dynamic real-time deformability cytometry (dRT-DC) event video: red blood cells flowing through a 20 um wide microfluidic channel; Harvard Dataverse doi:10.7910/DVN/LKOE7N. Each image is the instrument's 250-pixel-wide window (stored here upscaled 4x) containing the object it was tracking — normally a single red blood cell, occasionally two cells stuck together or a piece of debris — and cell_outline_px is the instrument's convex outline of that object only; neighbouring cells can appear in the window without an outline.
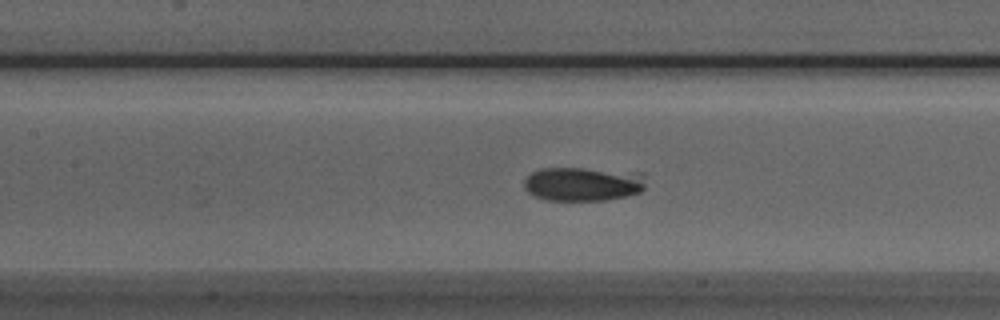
{"species": "Egyptian fruit bat (a non-hibernating species)", "species_latin": "Rousettus aegyptiacus", "temperature_condition": "room temperature", "stored_images_in_passage": 53, "camera_frame_rate_fps": 3000, "um_per_image_px": 0.085, "animal": {"sex": "male"}, "frame": {"image": 1, "passage_image": 23, "time_ms": 7.333, "image_size_px": [1000, 320], "cell_outline_px": [[644, 188], [640, 192], [628, 196], [608, 200], [548, 200], [536, 196], [528, 192], [524, 188], [524, 180], [532, 172], [540, 168], [584, 168], [644, 172]], "centroid_in_image_um": [49.59, 15.62], "position_along_channel_um": 157.8, "area_um2": 24.39}}
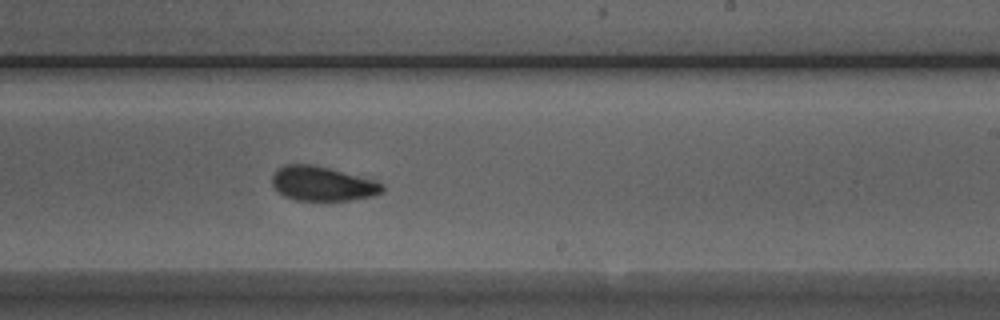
{"frame": {"image": 2, "passage_image": 31, "time_ms": 10.0, "image_size_px": [1000, 320], "cell_outline_px": [[384, 192], [372, 196], [348, 200], [296, 200], [284, 196], [272, 184], [272, 176], [276, 168], [284, 164], [312, 164], [376, 180], [384, 184]], "centroid_in_image_um": [27.41, 15.6], "position_along_channel_um": 261.6, "area_um2": 22.14}}
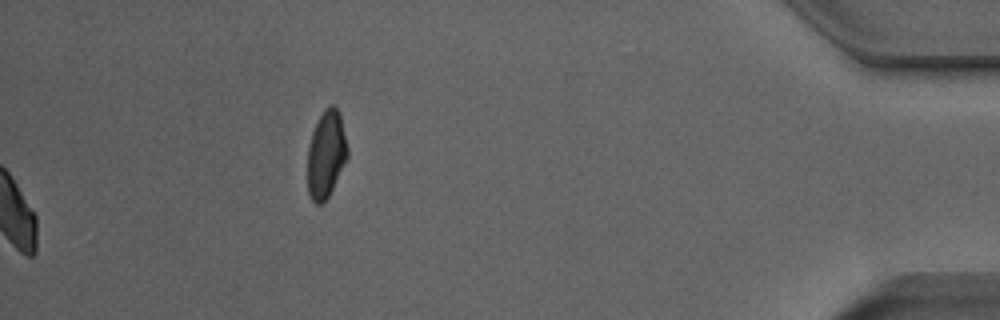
{"frame": {"image": 3, "passage_image": 53, "time_ms": 17.333, "image_size_px": [1000, 320], "cell_outline_px": [[348, 156], [328, 196], [320, 204], [316, 204], [312, 200], [308, 192], [308, 148], [312, 132], [324, 108], [332, 104], [340, 112], [348, 148]], "centroid_in_image_um": [27.72, 13.08], "position_along_channel_um": 407.5, "area_um2": 20.06}, "authors_computed_cell_mechanics": {"area_um2": 22.1374, "velocity_mm_per_s": 3.9029, "shape_relaxation_time_tau1_ms": 3.6034, "shape_relaxation_time_tau2_ms": 6.8429, "deformation_change_tau1": 0.1206, "deformation_change_tau2": 0.0803}}